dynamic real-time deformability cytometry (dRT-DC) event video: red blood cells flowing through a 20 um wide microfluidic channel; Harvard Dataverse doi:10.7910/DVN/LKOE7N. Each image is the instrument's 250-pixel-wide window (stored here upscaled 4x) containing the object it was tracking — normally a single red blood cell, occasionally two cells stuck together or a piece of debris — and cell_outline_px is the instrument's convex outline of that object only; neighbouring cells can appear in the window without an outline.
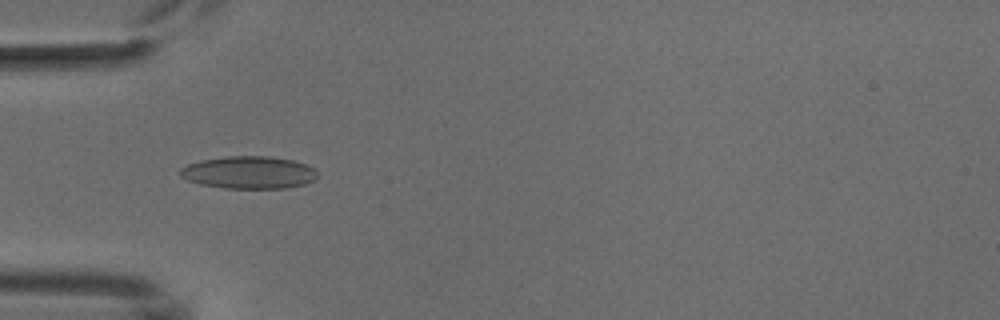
{"species": "common noctule bat (a hibernating species)", "species_latin": "Nyctalus noctula", "temperature_condition": "cold", "stored_images_in_passage": 7, "camera_frame_rate_fps": 3000, "um_per_image_px": 0.085, "animal": {"sex": "male", "body_mass_g": 18.8}, "frame": {"image": 1, "passage_image": 4, "time_ms": 3.667, "image_size_px": [1000, 320], "cell_outline_px": [[316, 176], [312, 180], [304, 184], [284, 188], [224, 188], [200, 184], [188, 180], [180, 176], [180, 168], [188, 164], [200, 160], [224, 156], [268, 156], [292, 160], [304, 164], [312, 168], [316, 172]], "centroid_in_image_um": [21.09, 14.65], "position_along_channel_um": 63.9, "area_um2": 25.78}}
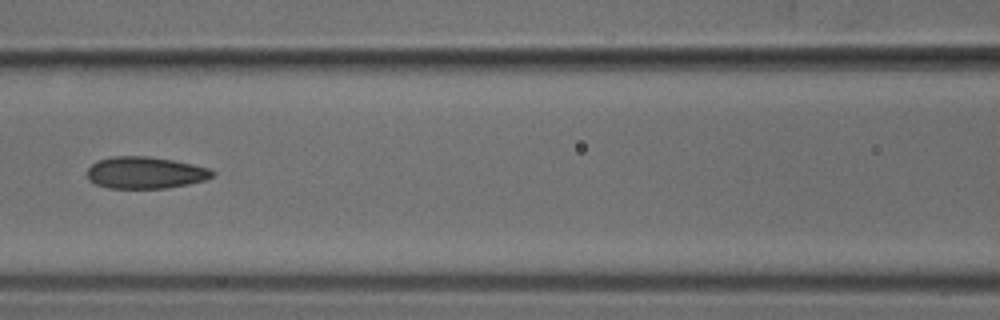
{"frame": {"image": 2, "passage_image": 6, "time_ms": 6.0, "image_size_px": [1000, 320], "cell_outline_px": [[216, 176], [204, 180], [188, 184], [168, 188], [108, 188], [96, 184], [88, 180], [88, 168], [96, 160], [112, 156], [148, 156], [172, 160], [192, 164], [208, 168], [216, 172]], "centroid_in_image_um": [12.35, 14.68], "position_along_channel_um": 154.2, "area_um2": 23.35}}
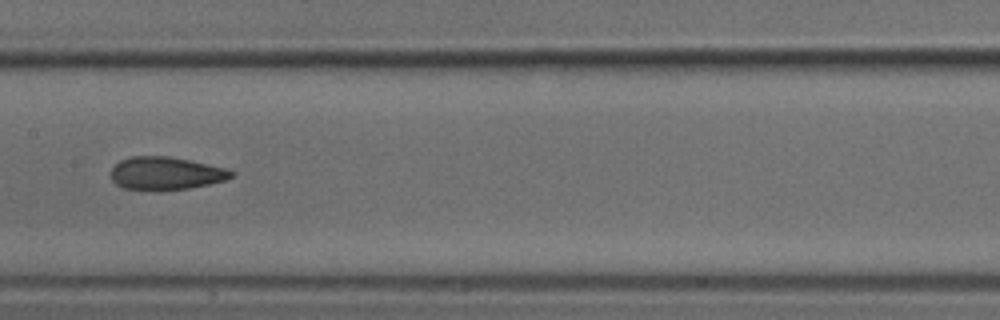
{"frame": {"image": 3, "passage_image": 7, "time_ms": 7.0, "image_size_px": [1000, 320], "cell_outline_px": [[236, 172], [228, 180], [188, 188], [160, 192], [124, 188], [116, 184], [112, 180], [112, 168], [120, 160], [132, 156], [168, 156], [228, 168]], "centroid_in_image_um": [14.12, 14.75], "position_along_channel_um": 193.3, "area_um2": 23.41}}